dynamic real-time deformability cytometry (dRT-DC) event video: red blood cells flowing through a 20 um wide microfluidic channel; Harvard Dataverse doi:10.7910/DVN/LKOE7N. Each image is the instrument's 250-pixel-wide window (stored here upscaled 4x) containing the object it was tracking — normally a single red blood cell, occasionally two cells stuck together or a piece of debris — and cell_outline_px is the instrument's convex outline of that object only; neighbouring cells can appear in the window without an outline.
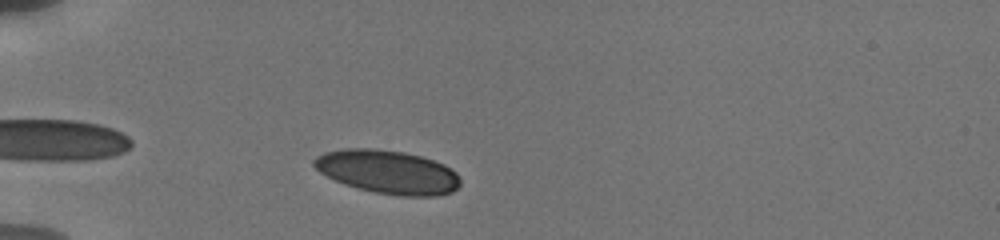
{"species": "human", "species_latin": "Homo sapiens", "temperature_condition": "cold", "stored_images_in_passage": 42, "camera_frame_rate_fps": 3000, "um_per_image_px": 0.085, "donor": {"sex": "male"}, "frame": {"image": 1, "passage_image": 5, "time_ms": 1.0, "image_size_px": [1000, 240], "cell_outline_px": [[460, 184], [452, 192], [436, 196], [400, 196], [376, 192], [344, 184], [320, 172], [312, 164], [312, 160], [316, 156], [324, 152], [344, 148], [372, 148], [404, 152], [420, 156], [444, 164], [452, 168], [456, 172], [460, 180]], "centroid_in_image_um": [32.96, 14.6], "position_along_channel_um": 52.0, "area_um2": 37.05}}
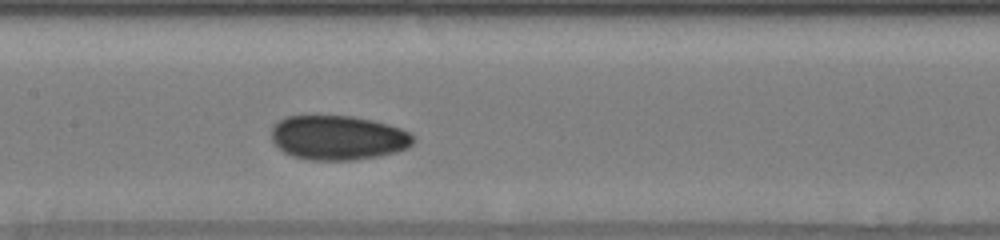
{"frame": {"image": 2, "passage_image": 18, "time_ms": 5.0, "image_size_px": [1000, 240], "cell_outline_px": [[416, 140], [408, 148], [396, 152], [380, 156], [352, 160], [308, 160], [292, 156], [284, 152], [272, 140], [272, 128], [280, 120], [288, 116], [352, 116], [372, 120], [388, 124], [400, 128], [408, 132]], "centroid_in_image_um": [28.76, 11.71], "position_along_channel_um": 178.6, "area_um2": 36.7}}
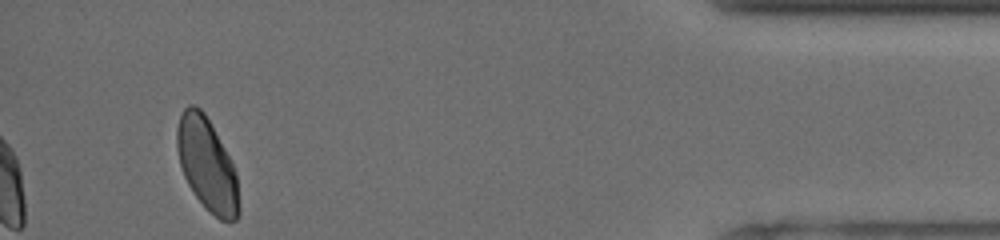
{"frame": {"image": 3, "passage_image": 39, "time_ms": 12.667, "image_size_px": [1000, 240], "cell_outline_px": [[240, 212], [236, 220], [220, 220], [196, 196], [188, 184], [184, 176], [180, 164], [176, 144], [176, 128], [180, 116], [184, 108], [188, 104], [192, 104], [200, 108], [204, 112], [224, 148], [236, 172], [240, 208]], "centroid_in_image_um": [17.59, 13.96], "position_along_channel_um": 417.6, "area_um2": 33.0}, "authors_computed_cell_mechanics": {"area_um2": 36.0383, "velocity_mm_per_s": 3.8038, "shape_relaxation_time_tau1_ms": 9.0235, "shape_relaxation_time_tau2_ms": 1.8191, "deformation_change_tau1": 0.1245, "deformation_change_tau2": 0.0492}}